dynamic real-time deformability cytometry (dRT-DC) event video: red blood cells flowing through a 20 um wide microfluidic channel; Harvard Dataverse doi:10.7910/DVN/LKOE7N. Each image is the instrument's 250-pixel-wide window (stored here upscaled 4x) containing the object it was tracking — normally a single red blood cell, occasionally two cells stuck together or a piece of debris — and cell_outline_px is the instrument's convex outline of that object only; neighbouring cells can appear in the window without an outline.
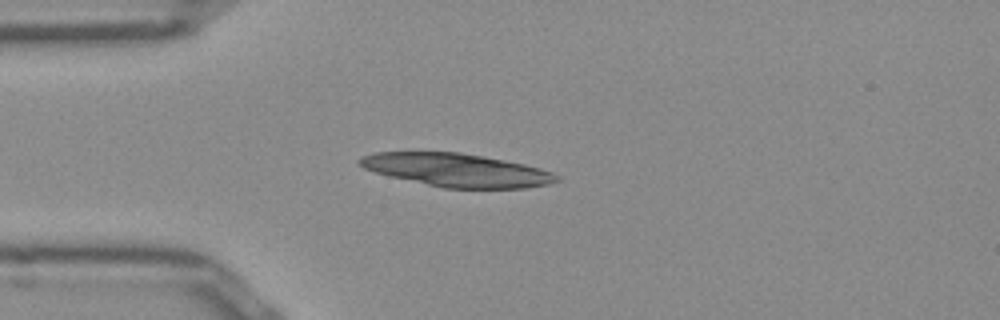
{"species": "Egyptian fruit bat (a non-hibernating species)", "species_latin": "Rousettus aegyptiacus", "temperature_condition": "room temperature", "stored_images_in_passage": 39, "camera_frame_rate_fps": 3000, "um_per_image_px": 0.085, "frame": {"image": 1, "passage_image": 1, "time_ms": 0.0, "image_size_px": [1000, 320], "cell_outline_px": [[560, 180], [548, 184], [524, 188], [444, 188], [388, 176], [364, 168], [356, 160], [360, 156], [372, 152], [460, 152], [504, 160], [524, 164], [540, 168], [552, 172], [560, 176]], "centroid_in_image_um": [38.8, 14.45], "position_along_channel_um": 46.2, "area_um2": 38.09}}